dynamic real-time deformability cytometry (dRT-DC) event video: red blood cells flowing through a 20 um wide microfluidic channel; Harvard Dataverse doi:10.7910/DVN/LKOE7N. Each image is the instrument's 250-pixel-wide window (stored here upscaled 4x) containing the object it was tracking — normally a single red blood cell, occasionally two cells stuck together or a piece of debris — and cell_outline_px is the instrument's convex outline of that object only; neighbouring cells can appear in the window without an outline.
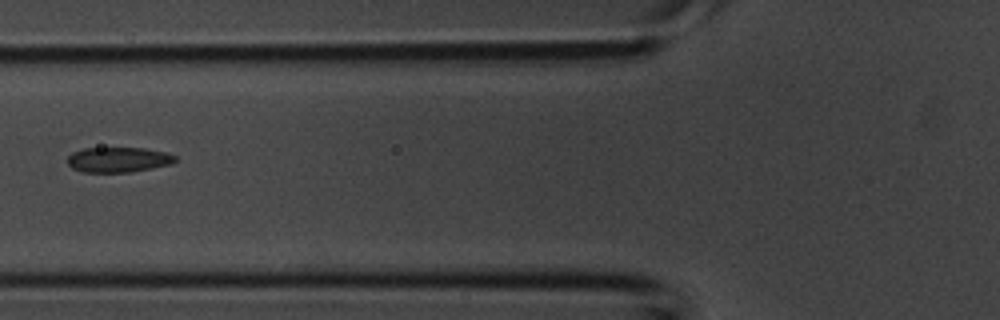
{"species": "common noctule bat (a hibernating species)", "species_latin": "Nyctalus noctula", "temperature_condition": "room temperature", "stored_images_in_passage": 3, "camera_frame_rate_fps": 3000, "um_per_image_px": 0.085, "animal": {"sex": "male", "body_mass_g": 20.1, "forearm_length_mm": 53.5}, "frame": {"image": 1, "passage_image": 3, "time_ms": 0.667, "image_size_px": [1000, 320], "cell_outline_px": [[176, 160], [172, 164], [132, 172], [84, 172], [72, 168], [68, 164], [68, 156], [72, 152], [84, 148], [144, 148], [168, 152], [176, 156]], "centroid_in_image_um": [10.08, 13.57], "position_along_channel_um": 115.7, "area_um2": 15.9}}